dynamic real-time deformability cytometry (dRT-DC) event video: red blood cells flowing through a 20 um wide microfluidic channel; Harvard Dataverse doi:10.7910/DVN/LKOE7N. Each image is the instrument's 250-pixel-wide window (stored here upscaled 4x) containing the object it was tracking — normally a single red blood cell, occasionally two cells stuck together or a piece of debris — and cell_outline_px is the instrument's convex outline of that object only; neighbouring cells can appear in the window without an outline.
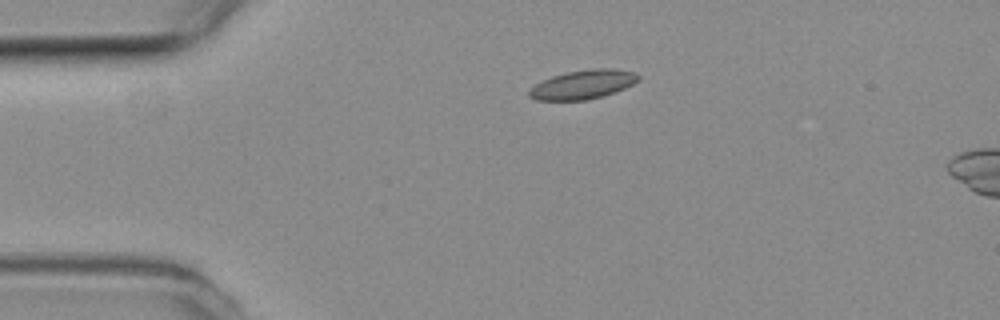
{"species": "common noctule bat (a hibernating species)", "species_latin": "Nyctalus noctula", "temperature_condition": "room temperature", "stored_images_in_passage": 5, "camera_frame_rate_fps": 3000, "um_per_image_px": 0.085, "animal": {"sex": "female", "body_mass_g": 19.3, "forearm_length_mm": 54.1}, "frame": {"image": 1, "passage_image": 1, "time_ms": 0.0, "image_size_px": [1000, 320], "cell_outline_px": [[640, 80], [624, 88], [600, 96], [584, 100], [536, 100], [528, 96], [528, 92], [536, 84], [552, 76], [568, 72], [592, 68], [612, 68], [632, 72], [640, 76]], "centroid_in_image_um": [49.54, 7.17], "position_along_channel_um": 35.5, "area_um2": 18.09}}